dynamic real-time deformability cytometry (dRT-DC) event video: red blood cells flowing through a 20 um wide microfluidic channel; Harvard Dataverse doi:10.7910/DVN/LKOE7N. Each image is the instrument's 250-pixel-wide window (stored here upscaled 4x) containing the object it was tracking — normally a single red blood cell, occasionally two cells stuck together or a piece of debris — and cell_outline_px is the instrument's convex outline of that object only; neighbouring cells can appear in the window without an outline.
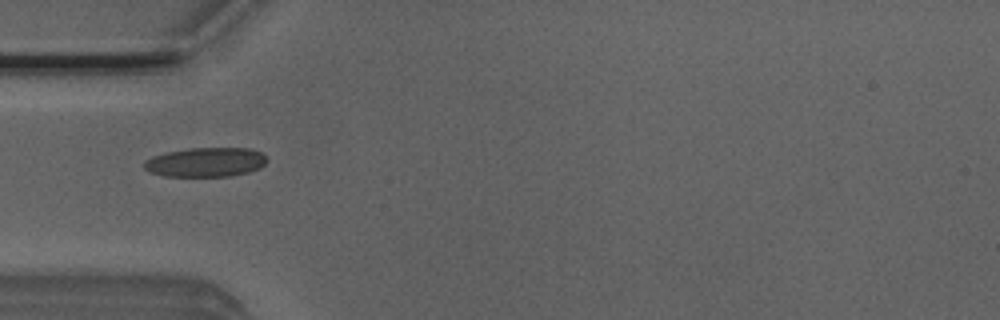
{"species": "Egyptian fruit bat (a non-hibernating species)", "species_latin": "Rousettus aegyptiacus", "temperature_condition": "room temperature", "stored_images_in_passage": 3, "camera_frame_rate_fps": 3000, "um_per_image_px": 0.085, "animal": {"sex": "male"}, "frame": {"image": 1, "passage_image": 2, "time_ms": 0.333, "image_size_px": [1000, 320], "cell_outline_px": [[268, 160], [260, 168], [248, 172], [232, 176], [164, 176], [152, 172], [144, 168], [144, 160], [152, 156], [168, 152], [188, 148], [252, 148], [260, 152]], "centroid_in_image_um": [17.5, 13.78], "position_along_channel_um": 67.5, "area_um2": 20.98}}